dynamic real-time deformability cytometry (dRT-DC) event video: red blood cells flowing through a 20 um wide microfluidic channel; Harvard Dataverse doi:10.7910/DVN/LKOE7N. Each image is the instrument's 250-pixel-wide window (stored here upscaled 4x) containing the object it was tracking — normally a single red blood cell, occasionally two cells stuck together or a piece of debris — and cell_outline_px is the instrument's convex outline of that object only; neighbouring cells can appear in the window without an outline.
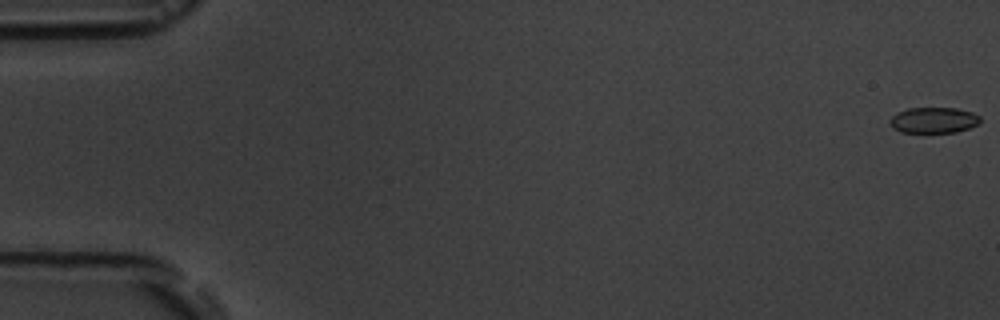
{"species": "common noctule bat (a hibernating species)", "species_latin": "Nyctalus noctula", "temperature_condition": "room temperature", "stored_images_in_passage": 6, "camera_frame_rate_fps": 3000, "um_per_image_px": 0.085, "animal": {"sex": "male", "body_mass_g": 19.5, "forearm_length_mm": 54.6}, "frame": {"image": 1, "passage_image": 1, "time_ms": 0.0, "image_size_px": [1000, 320], "cell_outline_px": [[980, 124], [956, 132], [900, 132], [892, 128], [888, 120], [896, 112], [908, 108], [956, 108], [972, 112], [980, 116]], "centroid_in_image_um": [79.34, 10.21], "position_along_channel_um": 5.7, "area_um2": 13.7}}
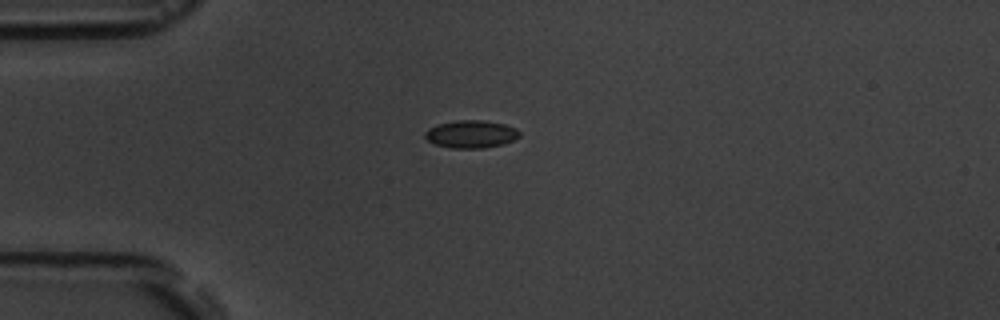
{"frame": {"image": 2, "passage_image": 4, "time_ms": 4.667, "image_size_px": [1000, 320], "cell_outline_px": [[520, 136], [504, 144], [480, 148], [452, 148], [432, 144], [424, 136], [424, 132], [428, 128], [440, 124], [460, 120], [480, 120], [504, 124], [516, 128], [520, 132]], "centroid_in_image_um": [40.02, 11.41], "position_along_channel_um": 45.0, "area_um2": 15.14}}
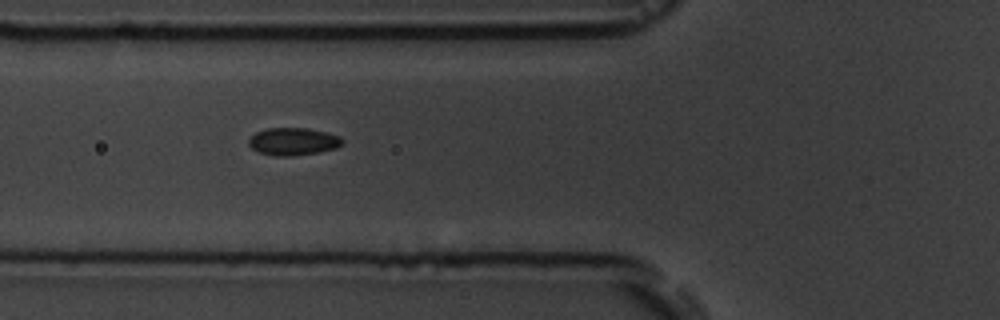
{"frame": {"image": 3, "passage_image": 6, "time_ms": 6.667, "image_size_px": [1000, 320], "cell_outline_px": [[344, 140], [336, 148], [320, 152], [292, 156], [272, 156], [260, 152], [252, 148], [248, 144], [248, 140], [256, 132], [268, 128], [308, 128], [340, 136]], "centroid_in_image_um": [24.91, 12.03], "position_along_channel_um": 100.9, "area_um2": 14.97}}